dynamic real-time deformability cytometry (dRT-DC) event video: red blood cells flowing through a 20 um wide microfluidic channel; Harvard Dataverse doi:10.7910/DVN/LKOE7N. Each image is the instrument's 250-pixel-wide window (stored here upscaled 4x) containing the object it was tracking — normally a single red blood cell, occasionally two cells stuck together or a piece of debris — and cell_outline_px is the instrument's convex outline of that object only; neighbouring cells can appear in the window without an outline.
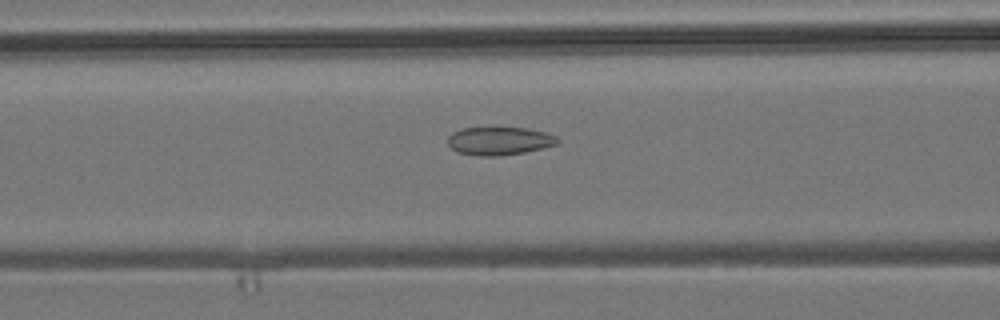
{"species": "common noctule bat (a hibernating species)", "species_latin": "Nyctalus noctula", "temperature_condition": "room temperature", "stored_images_in_passage": 54, "camera_frame_rate_fps": 3000, "um_per_image_px": 0.085, "animal": {"sex": "male", "body_mass_g": 19.2, "forearm_length_mm": 51.8}, "frame": {"image": 1, "passage_image": 22, "time_ms": 7.0, "image_size_px": [1000, 320], "cell_outline_px": [[560, 140], [556, 144], [544, 148], [524, 152], [500, 156], [480, 156], [456, 152], [448, 144], [448, 136], [452, 132], [460, 128], [528, 128], [544, 132], [556, 136]], "centroid_in_image_um": [42.43, 11.98], "position_along_channel_um": 124.2, "area_um2": 18.03}}
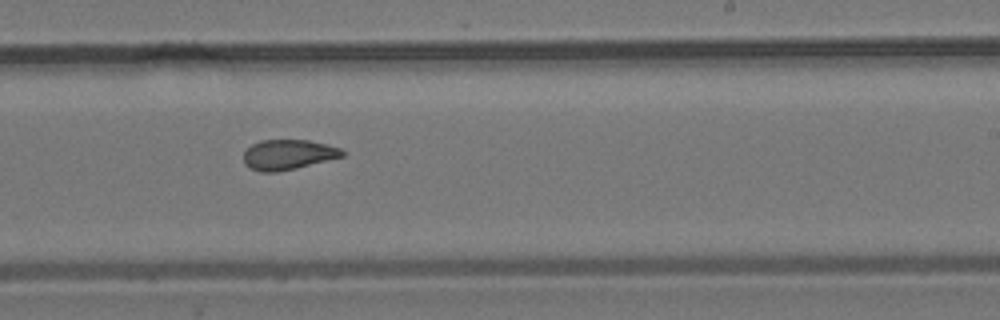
{"frame": {"image": 2, "passage_image": 33, "time_ms": 10.667, "image_size_px": [1000, 320], "cell_outline_px": [[344, 156], [296, 168], [276, 172], [260, 172], [244, 164], [244, 152], [252, 144], [260, 140], [308, 140], [340, 148], [344, 152]], "centroid_in_image_um": [24.47, 13.14], "position_along_channel_um": 264.5, "area_um2": 17.11}}
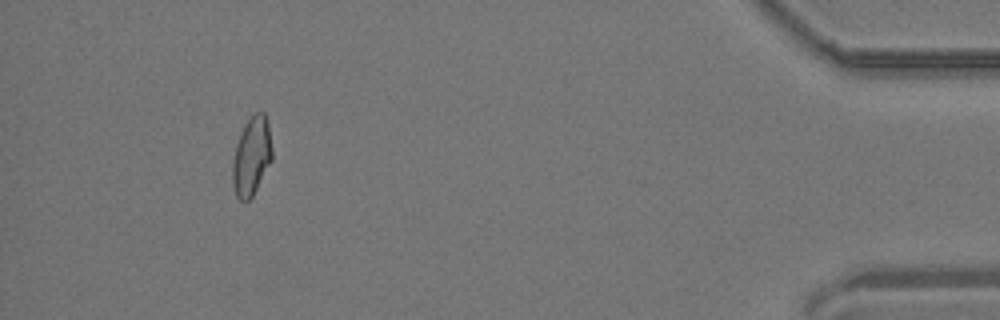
{"frame": {"image": 3, "passage_image": 50, "time_ms": 16.333, "image_size_px": [1000, 320], "cell_outline_px": [[272, 160], [252, 196], [248, 200], [240, 200], [236, 196], [232, 184], [232, 164], [236, 144], [244, 124], [252, 112], [264, 112], [268, 124], [272, 148]], "centroid_in_image_um": [21.38, 13.25], "position_along_channel_um": 413.8, "area_um2": 18.15}, "authors_computed_cell_mechanics": {"area_um2": 18.3515, "velocity_mm_per_s": 3.8281, "shape_relaxation_time_tau1_ms": null, "shape_relaxation_time_tau2_ms": 1.5842, "deformation_change_tau1": null, "deformation_change_tau2": 0.0762}}